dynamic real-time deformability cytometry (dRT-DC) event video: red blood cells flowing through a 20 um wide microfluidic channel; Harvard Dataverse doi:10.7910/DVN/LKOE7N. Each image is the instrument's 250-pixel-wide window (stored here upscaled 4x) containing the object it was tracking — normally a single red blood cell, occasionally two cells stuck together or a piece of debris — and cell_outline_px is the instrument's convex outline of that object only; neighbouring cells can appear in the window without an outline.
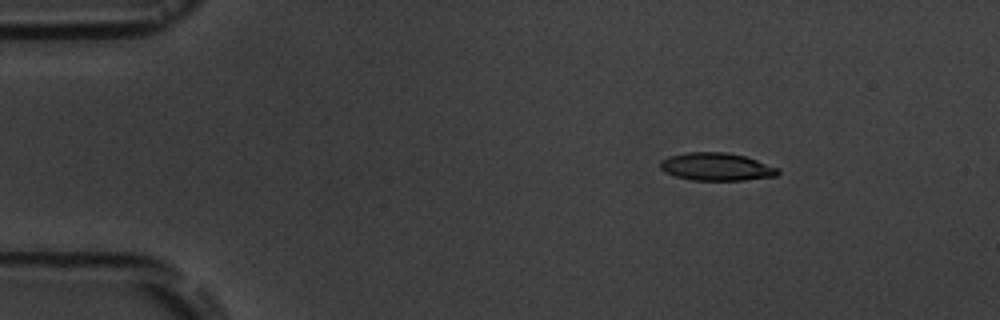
{"species": "common noctule bat (a hibernating species)", "species_latin": "Nyctalus noctula", "temperature_condition": "room temperature", "stored_images_in_passage": 5, "camera_frame_rate_fps": 3000, "um_per_image_px": 0.085, "animal": {"sex": "male", "body_mass_g": 19.5, "forearm_length_mm": 54.6}, "frame": {"image": 1, "passage_image": 2, "time_ms": 1.333, "image_size_px": [1000, 320], "cell_outline_px": [[780, 172], [776, 176], [744, 180], [692, 180], [676, 176], [664, 172], [660, 168], [660, 160], [668, 156], [688, 152], [728, 152], [744, 156], [780, 168]], "centroid_in_image_um": [60.89, 14.17], "position_along_channel_um": 24.1, "area_um2": 19.13}}